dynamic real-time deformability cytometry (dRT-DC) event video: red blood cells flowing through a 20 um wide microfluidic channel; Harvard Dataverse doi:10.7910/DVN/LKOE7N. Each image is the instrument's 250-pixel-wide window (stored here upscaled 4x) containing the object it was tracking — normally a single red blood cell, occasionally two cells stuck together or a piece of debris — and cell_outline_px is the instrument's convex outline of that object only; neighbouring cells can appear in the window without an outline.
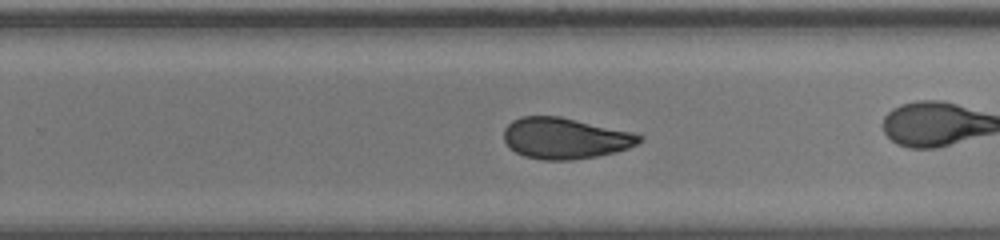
{"species": "human", "species_latin": "Homo sapiens", "temperature_condition": "room temperature", "stored_images_in_passage": 58, "camera_frame_rate_fps": 3000, "um_per_image_px": 0.085, "donor": {"sex": "male"}, "frame": {"image": 1, "passage_image": 42, "time_ms": 13.667, "image_size_px": [1000, 240], "cell_outline_px": [[644, 140], [628, 148], [616, 152], [596, 156], [572, 160], [544, 160], [524, 156], [508, 148], [504, 140], [504, 128], [512, 120], [520, 116], [560, 116], [632, 132], [644, 136]], "centroid_in_image_um": [48.02, 11.75], "position_along_channel_um": 281.8, "area_um2": 32.6}}
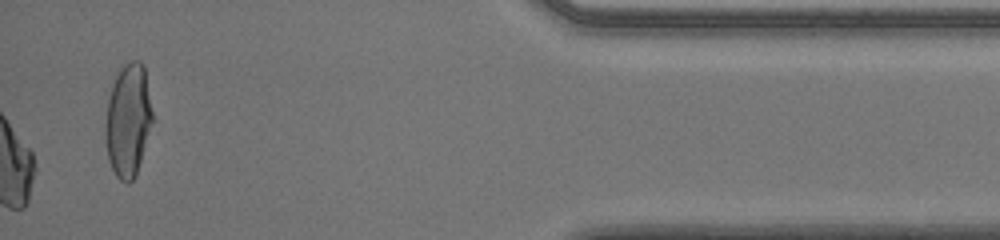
{"frame": {"image": 2, "passage_image": 58, "time_ms": 19.0, "image_size_px": [1000, 240], "cell_outline_px": [[152, 120], [140, 160], [136, 172], [132, 180], [128, 184], [120, 180], [116, 176], [108, 160], [104, 132], [104, 124], [108, 100], [112, 84], [116, 76], [124, 64], [132, 60], [140, 60], [144, 64], [152, 112]], "centroid_in_image_um": [10.86, 10.2], "position_along_channel_um": 424.3, "area_um2": 30.69}, "authors_computed_cell_mechanics": {"area_um2": 32.7148, "velocity_mm_per_s": 4.032, "shape_relaxation_time_tau1_ms": 5.0894, "shape_relaxation_time_tau2_ms": 0.7266, "deformation_change_tau1": 0.145, "deformation_change_tau2": 0.0473}}